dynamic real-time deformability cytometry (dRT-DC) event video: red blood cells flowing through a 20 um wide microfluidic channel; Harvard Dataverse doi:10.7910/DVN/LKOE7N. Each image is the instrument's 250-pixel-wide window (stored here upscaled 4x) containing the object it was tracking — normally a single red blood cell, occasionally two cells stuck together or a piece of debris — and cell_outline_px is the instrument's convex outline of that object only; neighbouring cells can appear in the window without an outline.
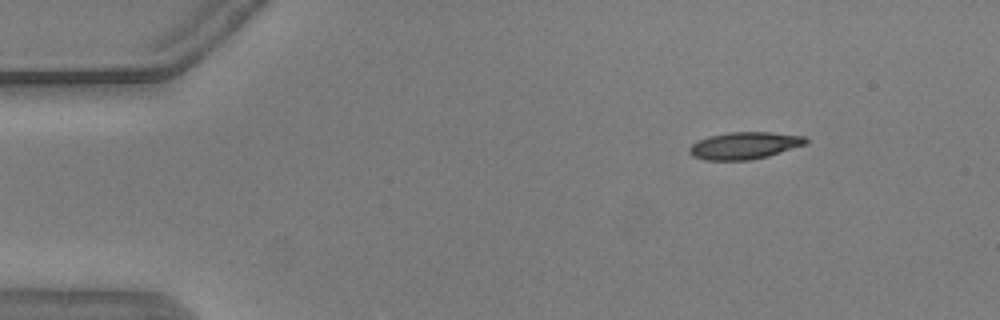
{"species": "common noctule bat (a hibernating species)", "species_latin": "Nyctalus noctula", "temperature_condition": "warm", "stored_images_in_passage": 50, "camera_frame_rate_fps": 3000, "um_per_image_px": 0.085, "animal": {"sex": "male", "body_mass_g": 20.5, "forearm_length_mm": 52.5}, "frame": {"image": 1, "passage_image": 1, "time_ms": 0.0, "image_size_px": [1000, 320], "cell_outline_px": [[808, 144], [768, 156], [752, 160], [704, 160], [692, 156], [688, 152], [688, 148], [696, 140], [708, 136], [728, 132], [768, 132], [808, 136]], "centroid_in_image_um": [63.28, 12.37], "position_along_channel_um": 21.7, "area_um2": 18.73}}
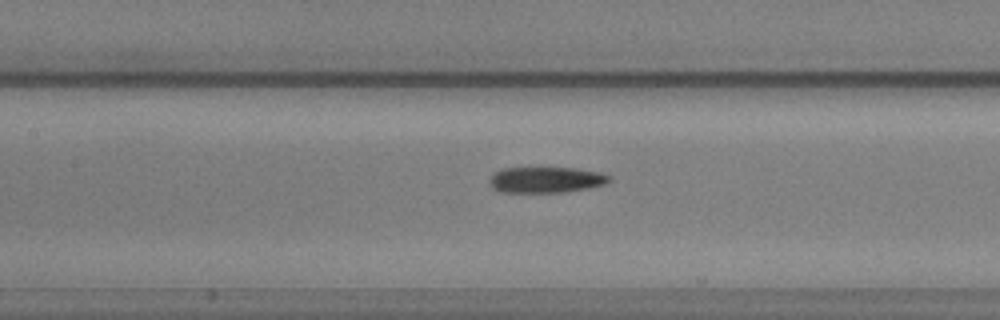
{"frame": {"image": 2, "passage_image": 19, "time_ms": 6.0, "image_size_px": [1000, 320], "cell_outline_px": [[612, 180], [608, 184], [588, 188], [564, 192], [500, 192], [492, 188], [488, 184], [488, 180], [496, 172], [504, 168], [576, 168], [600, 172], [612, 176]], "centroid_in_image_um": [46.45, 15.29], "position_along_channel_um": 161.0, "area_um2": 18.26}}
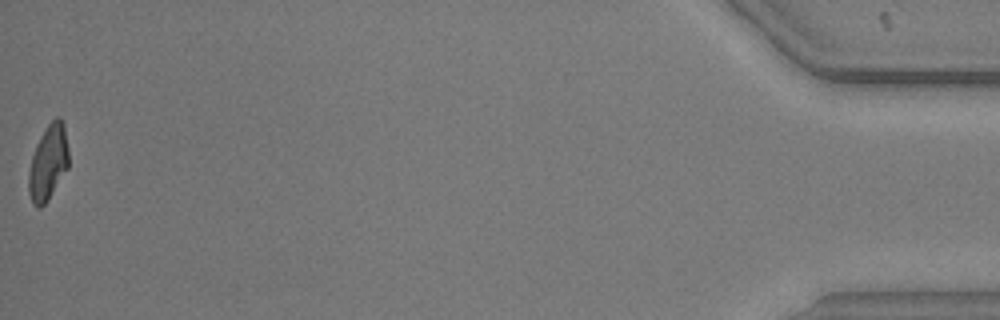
{"frame": {"image": 3, "passage_image": 49, "time_ms": 16.0, "image_size_px": [1000, 320], "cell_outline_px": [[68, 168], [48, 200], [40, 208], [36, 208], [32, 204], [28, 192], [28, 172], [32, 156], [36, 144], [40, 136], [48, 124], [56, 116], [60, 116], [64, 124], [68, 148]], "centroid_in_image_um": [4.09, 13.83], "position_along_channel_um": 431.1, "area_um2": 17.74}}